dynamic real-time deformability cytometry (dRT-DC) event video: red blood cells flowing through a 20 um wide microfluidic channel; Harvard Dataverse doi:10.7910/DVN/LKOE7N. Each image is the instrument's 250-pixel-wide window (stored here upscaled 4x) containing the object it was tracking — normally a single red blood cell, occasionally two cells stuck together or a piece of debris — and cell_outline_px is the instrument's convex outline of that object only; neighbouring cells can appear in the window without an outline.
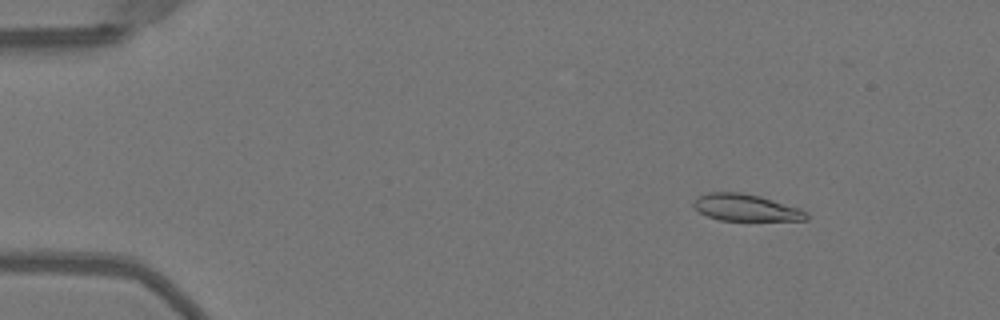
{"species": "Egyptian fruit bat (a non-hibernating species)", "species_latin": "Rousettus aegyptiacus", "temperature_condition": "warm", "stored_images_in_passage": 50, "camera_frame_rate_fps": 3000, "um_per_image_px": 0.085, "animal": {"sex": "female"}, "frame": {"image": 1, "passage_image": 5, "time_ms": 1.333, "image_size_px": [1000, 320], "cell_outline_px": [[808, 220], [720, 220], [708, 216], [700, 212], [692, 204], [692, 200], [696, 196], [708, 192], [740, 192], [760, 196], [800, 208], [808, 212]], "centroid_in_image_um": [63.38, 17.63], "position_along_channel_um": 21.6, "area_um2": 17.69}}
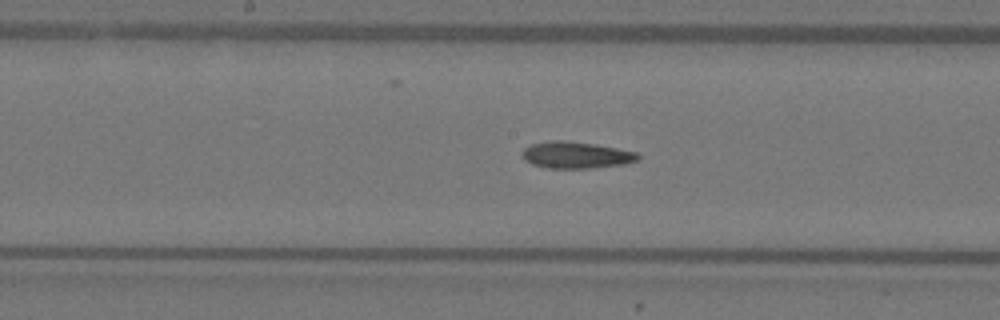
{"frame": {"image": 2, "passage_image": 25, "time_ms": 8.0, "image_size_px": [1000, 320], "cell_outline_px": [[640, 160], [624, 164], [592, 168], [548, 168], [532, 164], [524, 160], [524, 148], [532, 144], [548, 140], [564, 140], [596, 144], [636, 152], [640, 156]], "centroid_in_image_um": [48.99, 13.17], "position_along_channel_um": 199.2, "area_um2": 17.98}}
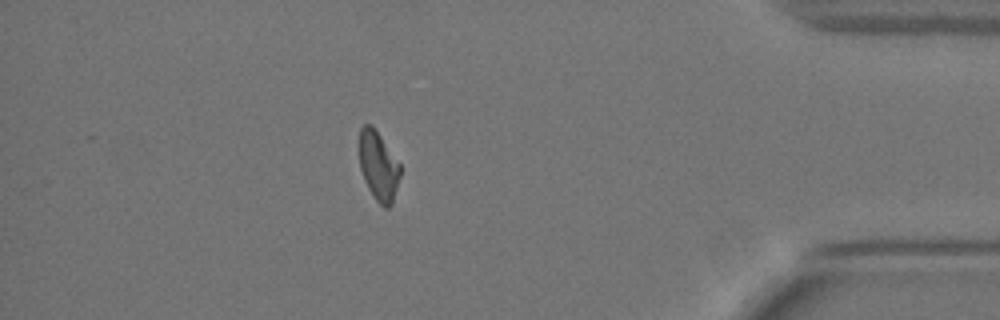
{"frame": {"image": 3, "passage_image": 43, "time_ms": 14.0, "image_size_px": [1000, 320], "cell_outline_px": [[400, 176], [392, 204], [388, 208], [384, 208], [376, 200], [368, 188], [364, 180], [360, 168], [360, 128], [364, 124], [372, 124], [400, 164]], "centroid_in_image_um": [32.17, 14.12], "position_along_channel_um": 403.0, "area_um2": 16.36}}